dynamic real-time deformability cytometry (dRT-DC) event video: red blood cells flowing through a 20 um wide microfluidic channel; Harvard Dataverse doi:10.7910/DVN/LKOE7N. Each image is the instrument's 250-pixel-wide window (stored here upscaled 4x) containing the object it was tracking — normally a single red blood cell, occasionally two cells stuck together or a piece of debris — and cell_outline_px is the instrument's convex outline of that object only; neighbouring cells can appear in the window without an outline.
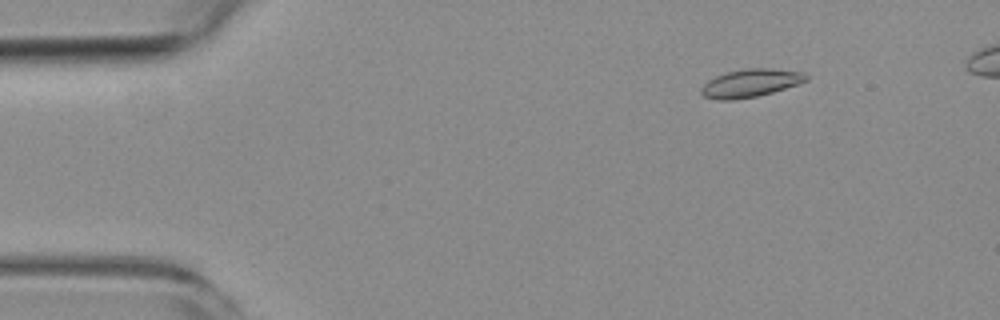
{"species": "common noctule bat (a hibernating species)", "species_latin": "Nyctalus noctula", "temperature_condition": "room temperature", "stored_images_in_passage": 4, "camera_frame_rate_fps": 3000, "um_per_image_px": 0.085, "animal": {"sex": "female", "body_mass_g": 19.3, "forearm_length_mm": 54.1}, "frame": {"image": 1, "passage_image": 1, "time_ms": 0.0, "image_size_px": [1000, 320], "cell_outline_px": [[808, 80], [772, 92], [756, 96], [732, 100], [716, 100], [704, 96], [700, 92], [700, 88], [708, 80], [716, 76], [728, 72], [744, 68], [772, 68], [804, 72], [808, 76]], "centroid_in_image_um": [63.77, 7.05], "position_along_channel_um": 21.2, "area_um2": 17.05}}